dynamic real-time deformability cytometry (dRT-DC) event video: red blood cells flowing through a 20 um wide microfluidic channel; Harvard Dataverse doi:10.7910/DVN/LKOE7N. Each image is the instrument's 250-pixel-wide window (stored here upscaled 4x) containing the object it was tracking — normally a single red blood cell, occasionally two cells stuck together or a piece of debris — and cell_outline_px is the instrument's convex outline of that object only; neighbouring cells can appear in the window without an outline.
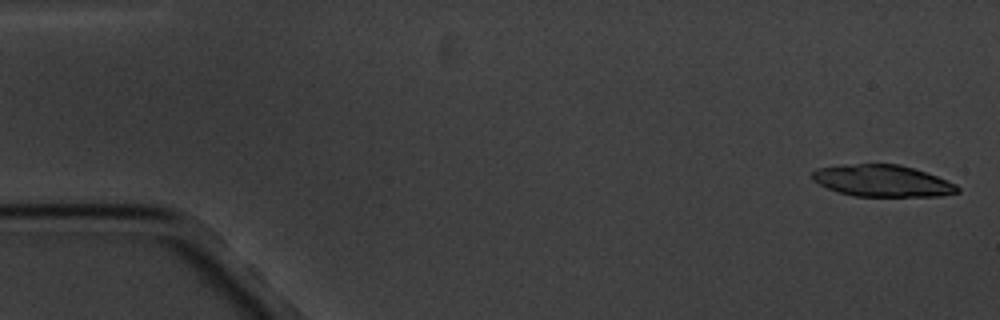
{"species": "common noctule bat (a hibernating species)", "species_latin": "Nyctalus noctula", "temperature_condition": "cold", "stored_images_in_passage": 6, "camera_frame_rate_fps": 3000, "um_per_image_px": 0.085, "animal": {"sex": "male", "body_mass_g": 20.1, "forearm_length_mm": 53.5}, "frame": {"image": 1, "passage_image": 1, "time_ms": 0.0, "image_size_px": [1000, 320], "cell_outline_px": [[960, 192], [940, 196], [856, 196], [840, 192], [828, 188], [812, 180], [812, 172], [816, 168], [840, 164], [900, 164], [936, 176], [956, 184], [960, 188]], "centroid_in_image_um": [74.99, 15.36], "position_along_channel_um": 10.0, "area_um2": 26.76}}